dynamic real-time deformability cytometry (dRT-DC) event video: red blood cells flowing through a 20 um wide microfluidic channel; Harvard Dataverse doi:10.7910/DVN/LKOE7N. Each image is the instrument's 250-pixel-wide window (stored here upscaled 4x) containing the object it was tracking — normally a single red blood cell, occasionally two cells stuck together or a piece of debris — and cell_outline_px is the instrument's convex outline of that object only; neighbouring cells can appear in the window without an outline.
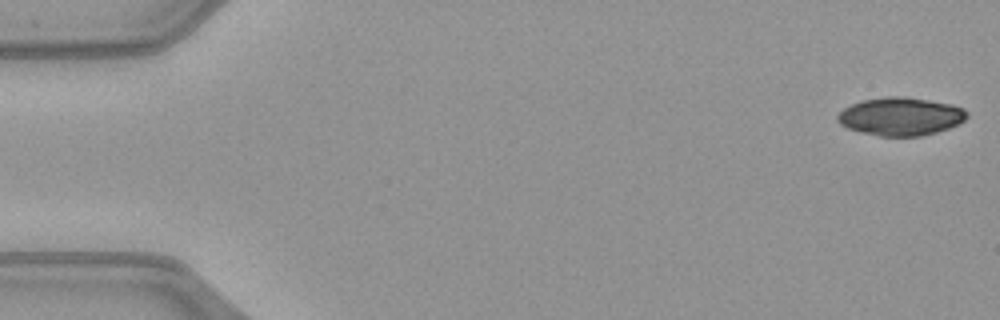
{"species": "common noctule bat (a hibernating species)", "species_latin": "Nyctalus noctula", "temperature_condition": "warm", "stored_images_in_passage": 50, "camera_frame_rate_fps": 3000, "um_per_image_px": 0.085, "animal": {"sex": "female", "body_mass_g": 21.9}, "frame": {"image": 1, "passage_image": 1, "time_ms": 0.0, "image_size_px": [1000, 320], "cell_outline_px": [[968, 116], [960, 124], [936, 132], [920, 136], [880, 136], [860, 132], [848, 128], [840, 124], [836, 120], [836, 116], [844, 108], [860, 100], [888, 96], [900, 96], [928, 100], [952, 104], [964, 108], [968, 112]], "centroid_in_image_um": [76.55, 9.89], "position_along_channel_um": 8.4, "area_um2": 28.84}}
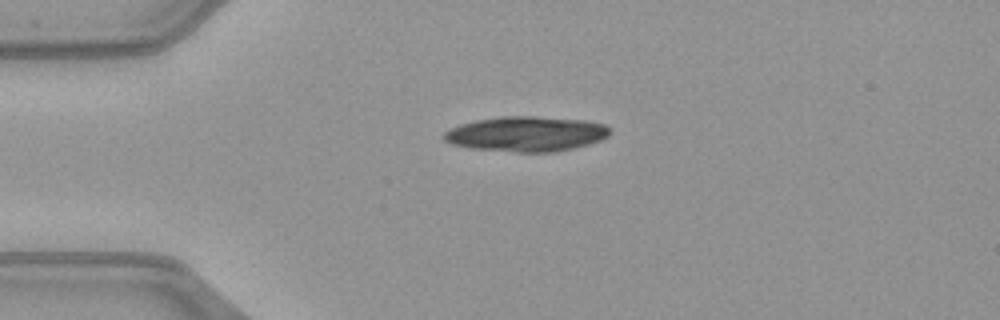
{"frame": {"image": 2, "passage_image": 12, "time_ms": 3.667, "image_size_px": [1000, 320], "cell_outline_px": [[612, 132], [608, 136], [600, 140], [588, 144], [556, 152], [516, 152], [472, 148], [452, 144], [444, 140], [444, 132], [460, 124], [476, 120], [500, 116], [536, 116], [584, 120], [604, 124]], "centroid_in_image_um": [44.74, 11.38], "position_along_channel_um": 40.3, "area_um2": 33.81}}